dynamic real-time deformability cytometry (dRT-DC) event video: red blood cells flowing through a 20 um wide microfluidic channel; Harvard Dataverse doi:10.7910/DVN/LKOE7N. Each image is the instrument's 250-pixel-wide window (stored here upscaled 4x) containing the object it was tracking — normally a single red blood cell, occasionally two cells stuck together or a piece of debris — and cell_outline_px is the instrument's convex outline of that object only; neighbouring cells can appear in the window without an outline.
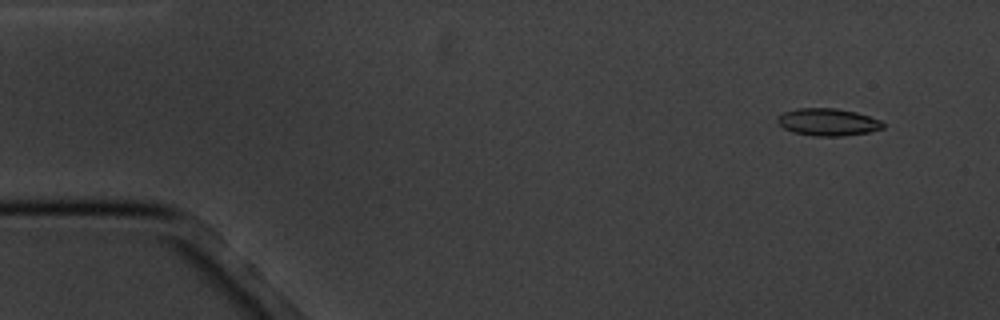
{"species": "common noctule bat (a hibernating species)", "species_latin": "Nyctalus noctula", "temperature_condition": "cold", "stored_images_in_passage": 4, "camera_frame_rate_fps": 3000, "um_per_image_px": 0.085, "animal": {"sex": "male", "body_mass_g": 20.1, "forearm_length_mm": 53.5}, "frame": {"image": 1, "passage_image": 2, "time_ms": 1.333, "image_size_px": [1000, 320], "cell_outline_px": [[884, 128], [868, 132], [844, 136], [816, 136], [792, 132], [784, 128], [776, 120], [776, 116], [784, 112], [796, 108], [836, 108], [856, 112], [880, 120], [884, 124]], "centroid_in_image_um": [70.35, 10.37], "position_along_channel_um": 14.7, "area_um2": 16.82}}